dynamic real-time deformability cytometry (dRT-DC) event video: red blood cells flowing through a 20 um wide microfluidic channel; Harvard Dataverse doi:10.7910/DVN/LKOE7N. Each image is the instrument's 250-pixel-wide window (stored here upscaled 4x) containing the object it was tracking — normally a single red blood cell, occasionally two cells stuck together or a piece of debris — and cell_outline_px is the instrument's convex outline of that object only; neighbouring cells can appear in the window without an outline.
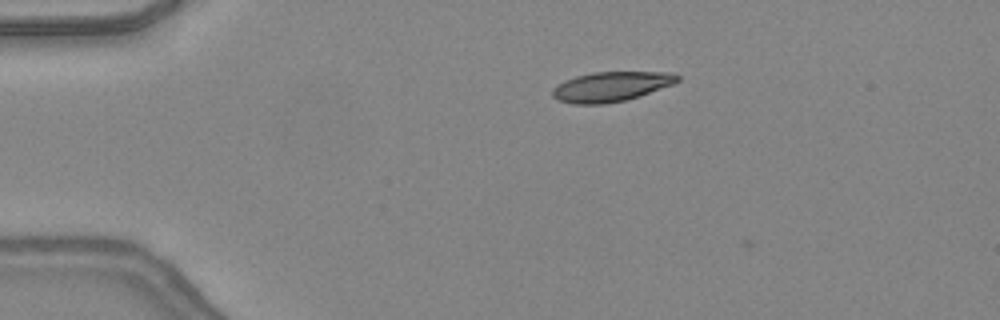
{"species": "common noctule bat (a hibernating species)", "species_latin": "Nyctalus noctula", "temperature_condition": "warm", "stored_images_in_passage": 48, "camera_frame_rate_fps": 3000, "um_per_image_px": 0.085, "animal": {"sex": "female", "body_mass_g": 24.6, "forearm_length_mm": 56.2}, "frame": {"image": 1, "passage_image": 10, "time_ms": 3.0, "image_size_px": [1000, 320], "cell_outline_px": [[680, 80], [672, 84], [640, 96], [624, 100], [604, 104], [572, 104], [556, 100], [552, 96], [552, 88], [556, 84], [564, 80], [576, 76], [592, 72], [672, 72], [680, 76]], "centroid_in_image_um": [51.9, 7.36], "position_along_channel_um": 33.1, "area_um2": 21.85}}
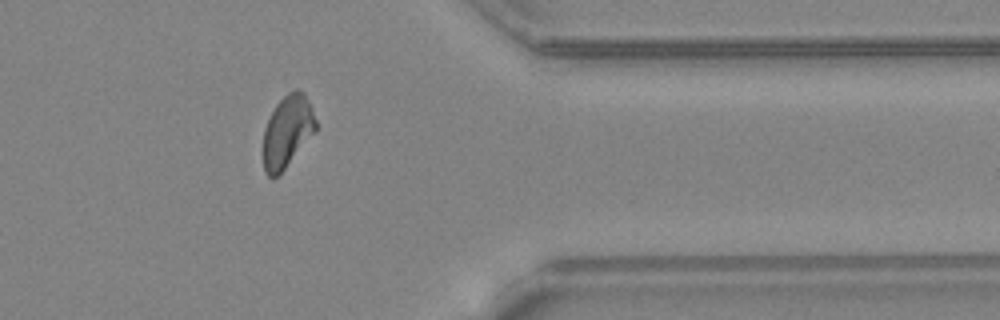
{"frame": {"image": 2, "passage_image": 39, "time_ms": 12.667, "image_size_px": [1000, 320], "cell_outline_px": [[316, 132], [284, 168], [276, 176], [268, 176], [264, 172], [264, 128], [276, 104], [288, 92], [296, 88], [304, 92], [312, 108], [316, 120]], "centroid_in_image_um": [24.44, 11.13], "position_along_channel_um": 387.0, "area_um2": 21.79}}
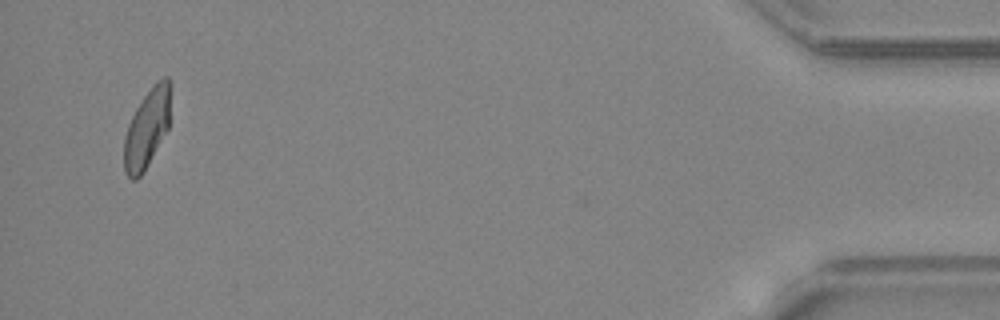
{"frame": {"image": 3, "passage_image": 46, "time_ms": 15.0, "image_size_px": [1000, 320], "cell_outline_px": [[172, 84], [168, 128], [144, 172], [136, 180], [132, 180], [124, 172], [124, 136], [128, 124], [136, 108], [144, 96], [164, 76], [168, 76]], "centroid_in_image_um": [12.5, 10.92], "position_along_channel_um": 422.7, "area_um2": 21.33}, "authors_computed_cell_mechanics": {"area_um2": 22.0796, "velocity_mm_per_s": 4.3765, "shape_relaxation_time_tau1_ms": 6.9118, "shape_relaxation_time_tau2_ms": 2.2526, "deformation_change_tau1": 0.2028, "deformation_change_tau2": 0.0921}}